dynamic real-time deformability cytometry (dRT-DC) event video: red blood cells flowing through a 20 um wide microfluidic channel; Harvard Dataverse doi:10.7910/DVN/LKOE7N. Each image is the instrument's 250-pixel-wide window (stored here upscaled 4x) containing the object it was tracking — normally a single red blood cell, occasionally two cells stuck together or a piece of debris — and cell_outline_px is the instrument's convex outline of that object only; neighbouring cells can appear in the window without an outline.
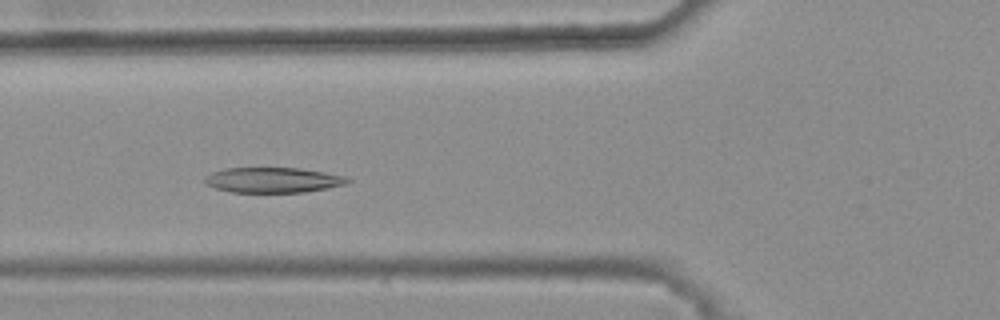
{"species": "common noctule bat (a hibernating species)", "species_latin": "Nyctalus noctula", "temperature_condition": "warm", "stored_images_in_passage": 36, "camera_frame_rate_fps": 3000, "um_per_image_px": 0.085, "animal": {"sex": "female", "body_mass_g": 25.1}, "frame": {"image": 1, "passage_image": 11, "time_ms": 3.333, "image_size_px": [1000, 320], "cell_outline_px": [[352, 180], [348, 184], [304, 192], [232, 192], [216, 188], [204, 184], [204, 176], [212, 172], [228, 168], [300, 168], [348, 176]], "centroid_in_image_um": [23.23, 15.3], "position_along_channel_um": 102.6, "area_um2": 21.1}}
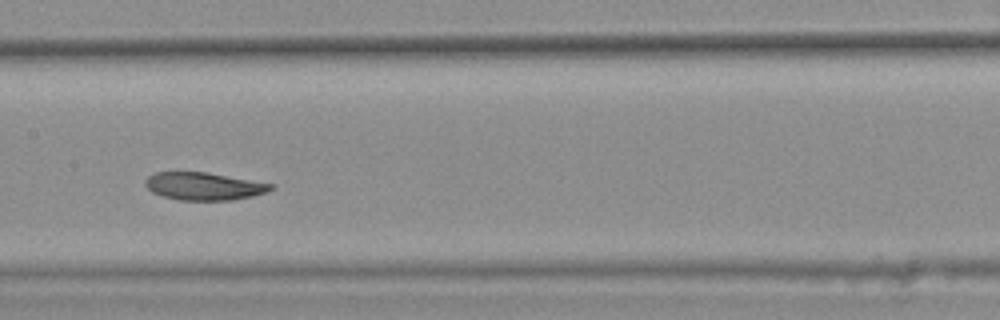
{"frame": {"image": 2, "passage_image": 18, "time_ms": 5.667, "image_size_px": [1000, 320], "cell_outline_px": [[276, 188], [252, 196], [232, 200], [176, 200], [152, 192], [144, 184], [144, 180], [148, 176], [156, 172], [208, 172], [276, 184]], "centroid_in_image_um": [17.35, 15.82], "position_along_channel_um": 190.0, "area_um2": 20.4}}
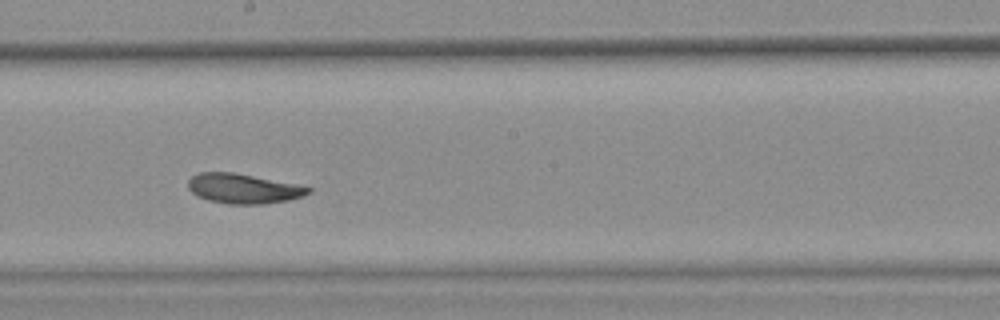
{"frame": {"image": 3, "passage_image": 21, "time_ms": 6.667, "image_size_px": [1000, 320], "cell_outline_px": [[312, 192], [304, 196], [288, 200], [264, 204], [228, 204], [208, 200], [196, 196], [188, 188], [188, 180], [192, 176], [200, 172], [232, 172], [312, 188]], "centroid_in_image_um": [20.64, 16.04], "position_along_channel_um": 227.6, "area_um2": 20.63}, "authors_computed_cell_mechanics": {"area_um2": 21.3571, "velocity_mm_per_s": 3.7522, "shape_relaxation_time_tau1_ms": 6.2084, "shape_relaxation_time_tau2_ms": 2.9211, "deformation_change_tau1": 0.1614, "deformation_change_tau2": 0.0839}}